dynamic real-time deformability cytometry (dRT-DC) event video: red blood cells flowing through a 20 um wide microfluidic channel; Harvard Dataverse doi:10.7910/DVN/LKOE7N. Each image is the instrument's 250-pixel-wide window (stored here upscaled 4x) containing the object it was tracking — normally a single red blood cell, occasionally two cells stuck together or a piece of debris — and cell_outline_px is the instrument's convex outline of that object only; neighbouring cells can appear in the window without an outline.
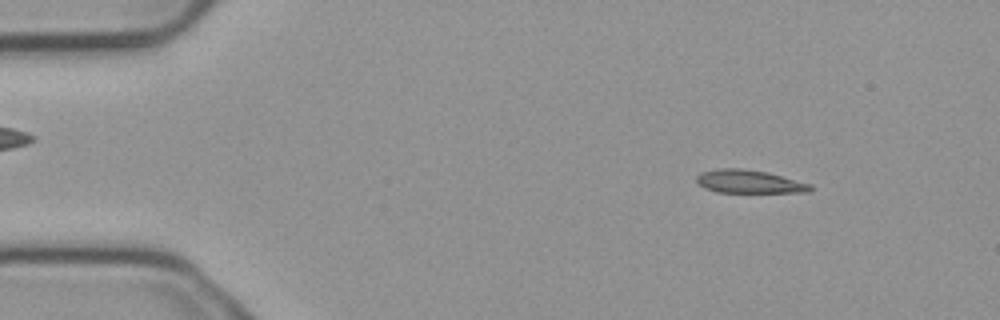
{"species": "common noctule bat (a hibernating species)", "species_latin": "Nyctalus noctula", "temperature_condition": "cold", "stored_images_in_passage": 6, "camera_frame_rate_fps": 3000, "um_per_image_px": 0.085, "animal": {"sex": "male", "body_mass_g": 23.1, "forearm_length_mm": 52.7}, "frame": {"image": 1, "passage_image": 1, "time_ms": 0.0, "image_size_px": [1000, 320], "cell_outline_px": [[812, 192], [716, 192], [704, 188], [696, 180], [696, 176], [700, 172], [716, 168], [740, 168], [768, 172], [812, 184]], "centroid_in_image_um": [63.67, 15.43], "position_along_channel_um": 21.3, "area_um2": 15.49}}
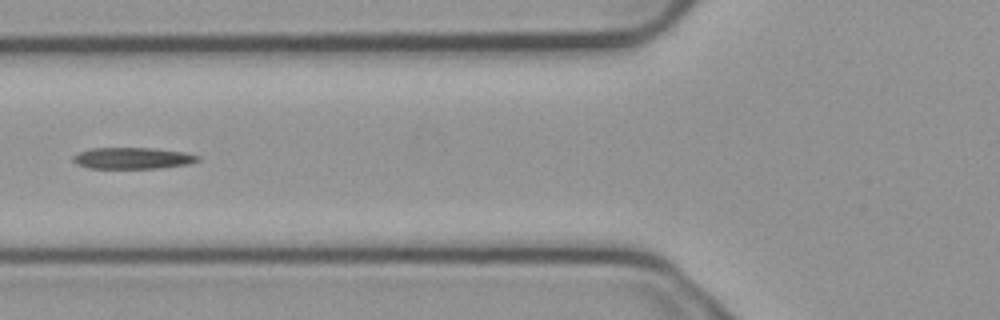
{"frame": {"image": 2, "passage_image": 5, "time_ms": 1.333, "image_size_px": [1000, 320], "cell_outline_px": [[200, 160], [188, 164], [160, 168], [88, 168], [76, 164], [72, 160], [72, 156], [80, 152], [92, 148], [152, 148], [184, 152], [200, 156]], "centroid_in_image_um": [11.26, 13.45], "position_along_channel_um": 114.5, "area_um2": 15.55}}
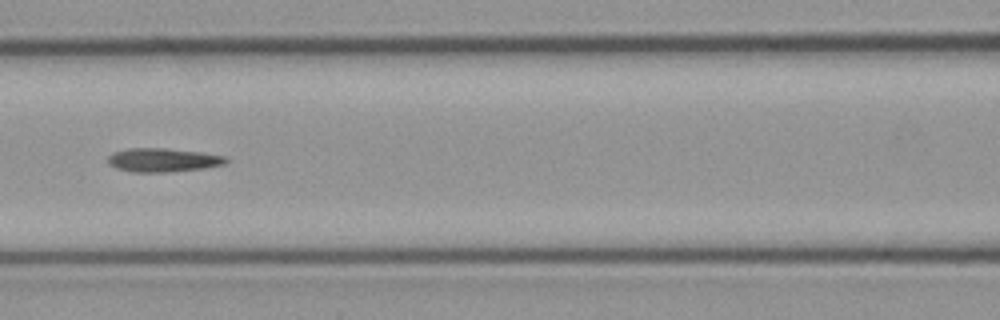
{"frame": {"image": 3, "passage_image": 6, "time_ms": 1.667, "image_size_px": [1000, 320], "cell_outline_px": [[228, 160], [224, 164], [204, 168], [164, 172], [132, 172], [116, 168], [108, 164], [108, 156], [112, 152], [128, 148], [164, 148], [200, 152], [224, 156]], "centroid_in_image_um": [13.79, 13.6], "position_along_channel_um": 152.8, "area_um2": 16.24}}